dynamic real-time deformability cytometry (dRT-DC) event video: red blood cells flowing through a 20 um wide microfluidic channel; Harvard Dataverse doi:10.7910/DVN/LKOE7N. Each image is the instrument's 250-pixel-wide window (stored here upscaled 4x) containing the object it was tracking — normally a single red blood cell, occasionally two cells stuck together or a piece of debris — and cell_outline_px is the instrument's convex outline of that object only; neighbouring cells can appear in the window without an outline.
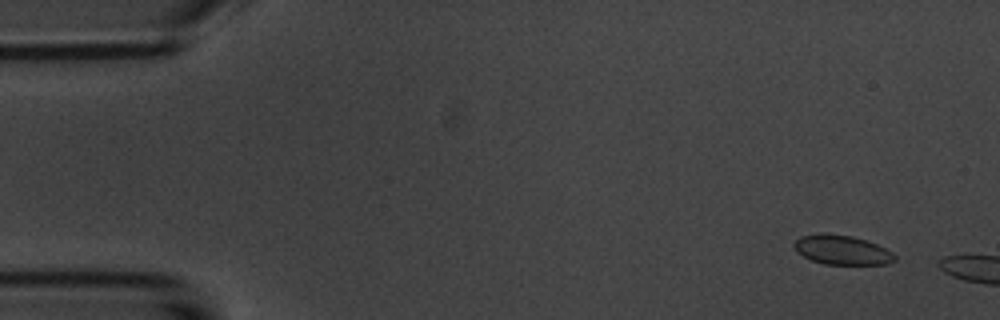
{"species": "common noctule bat (a hibernating species)", "species_latin": "Nyctalus noctula", "temperature_condition": "room temperature", "stored_images_in_passage": 5, "camera_frame_rate_fps": 3000, "um_per_image_px": 0.085, "animal": {"sex": "male", "body_mass_g": 20.1, "forearm_length_mm": 53.5}, "frame": {"image": 1, "passage_image": 2, "time_ms": 1.0, "image_size_px": [1000, 320], "cell_outline_px": [[896, 260], [888, 264], [824, 264], [812, 260], [796, 252], [792, 244], [800, 236], [820, 232], [824, 232], [852, 236], [876, 244], [892, 252], [896, 256]], "centroid_in_image_um": [71.53, 21.23], "position_along_channel_um": 13.5, "area_um2": 17.34}}